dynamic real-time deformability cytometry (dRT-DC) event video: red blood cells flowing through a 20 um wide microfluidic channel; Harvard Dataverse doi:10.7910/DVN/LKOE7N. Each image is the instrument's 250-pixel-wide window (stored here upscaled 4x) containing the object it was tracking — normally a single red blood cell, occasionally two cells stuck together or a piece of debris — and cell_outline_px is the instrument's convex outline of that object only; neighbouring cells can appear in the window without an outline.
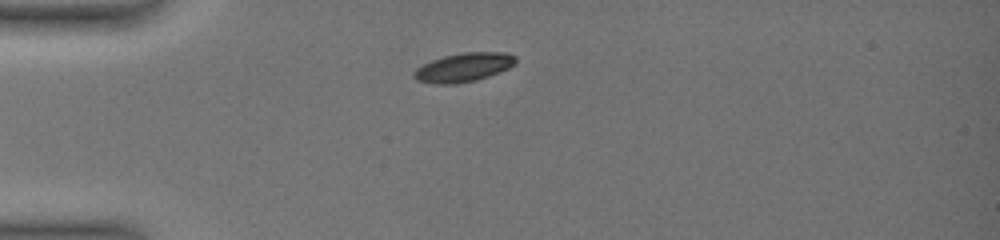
{"species": "common noctule bat (a hibernating species)", "species_latin": "Nyctalus noctula", "temperature_condition": "warm", "stored_images_in_passage": 3, "camera_frame_rate_fps": 3000, "um_per_image_px": 0.085, "animal": {"sex": "female", "body_mass_g": 19.0, "forearm_length_mm": 51.5}, "frame": {"image": 1, "passage_image": 1, "time_ms": 0.0, "image_size_px": [1000, 240], "cell_outline_px": [[516, 64], [500, 72], [476, 80], [456, 84], [436, 84], [416, 80], [412, 76], [412, 72], [416, 68], [432, 60], [444, 56], [464, 52], [504, 52], [516, 56]], "centroid_in_image_um": [39.4, 5.73], "position_along_channel_um": 45.6, "area_um2": 17.17}}
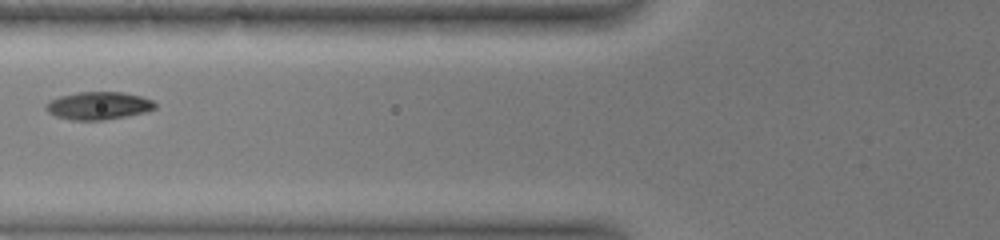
{"frame": {"image": 2, "passage_image": 3, "time_ms": 2.667, "image_size_px": [1000, 240], "cell_outline_px": [[156, 108], [148, 112], [128, 116], [104, 120], [72, 120], [56, 116], [48, 112], [44, 108], [44, 104], [48, 100], [60, 96], [76, 92], [124, 92], [140, 96], [152, 100], [156, 104]], "centroid_in_image_um": [8.36, 8.98], "position_along_channel_um": 117.4, "area_um2": 17.92}}